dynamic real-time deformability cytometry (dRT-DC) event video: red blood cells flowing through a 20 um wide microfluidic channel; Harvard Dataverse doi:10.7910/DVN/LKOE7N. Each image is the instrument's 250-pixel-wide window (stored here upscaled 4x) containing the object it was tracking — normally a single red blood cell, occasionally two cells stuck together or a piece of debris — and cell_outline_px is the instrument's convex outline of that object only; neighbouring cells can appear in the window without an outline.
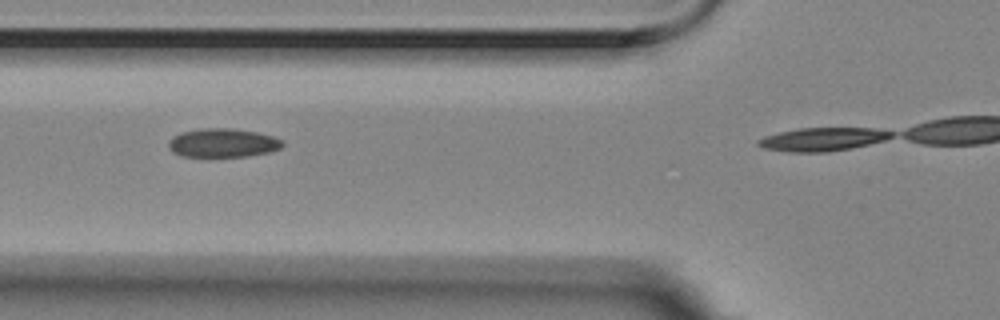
{"species": "Egyptian fruit bat (a non-hibernating species)", "species_latin": "Rousettus aegyptiacus", "temperature_condition": "room temperature", "stored_images_in_passage": 7, "camera_frame_rate_fps": 3000, "um_per_image_px": 0.085, "animal": {"sex": "female"}, "frame": {"image": 1, "passage_image": 4, "time_ms": 1.0, "image_size_px": [1000, 320], "cell_outline_px": [[284, 144], [280, 148], [268, 152], [248, 156], [180, 156], [172, 152], [168, 148], [168, 140], [172, 136], [184, 132], [200, 128], [232, 128], [256, 132], [272, 136], [284, 140]], "centroid_in_image_um": [18.92, 12.14], "position_along_channel_um": 106.9, "area_um2": 19.13}}
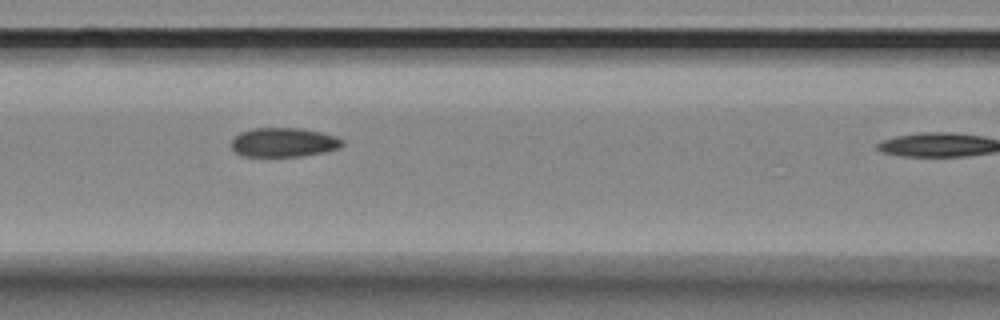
{"frame": {"image": 2, "passage_image": 5, "time_ms": 1.333, "image_size_px": [1000, 320], "cell_outline_px": [[344, 144], [340, 148], [324, 152], [300, 156], [244, 156], [236, 152], [232, 148], [232, 140], [240, 132], [252, 128], [300, 128], [320, 132], [336, 136], [344, 140]], "centroid_in_image_um": [24.14, 12.09], "position_along_channel_um": 142.5, "area_um2": 18.84}}
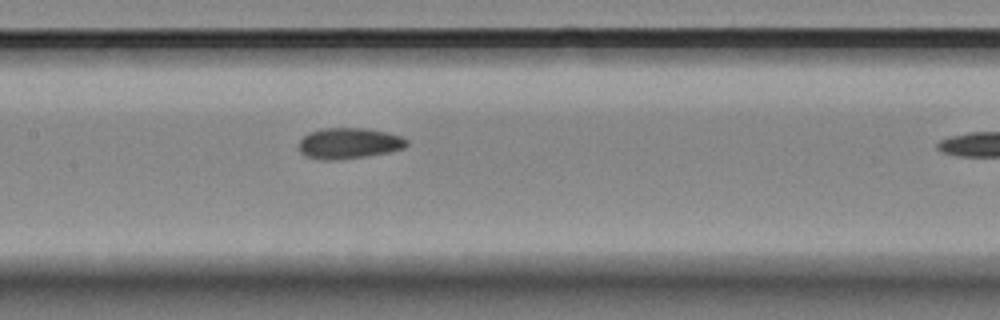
{"frame": {"image": 3, "passage_image": 6, "time_ms": 1.667, "image_size_px": [1000, 320], "cell_outline_px": [[408, 144], [404, 148], [388, 152], [340, 160], [320, 160], [304, 156], [300, 152], [300, 140], [308, 132], [320, 128], [364, 128], [388, 132], [400, 136], [408, 140]], "centroid_in_image_um": [29.64, 12.18], "position_along_channel_um": 177.8, "area_um2": 19.54}}